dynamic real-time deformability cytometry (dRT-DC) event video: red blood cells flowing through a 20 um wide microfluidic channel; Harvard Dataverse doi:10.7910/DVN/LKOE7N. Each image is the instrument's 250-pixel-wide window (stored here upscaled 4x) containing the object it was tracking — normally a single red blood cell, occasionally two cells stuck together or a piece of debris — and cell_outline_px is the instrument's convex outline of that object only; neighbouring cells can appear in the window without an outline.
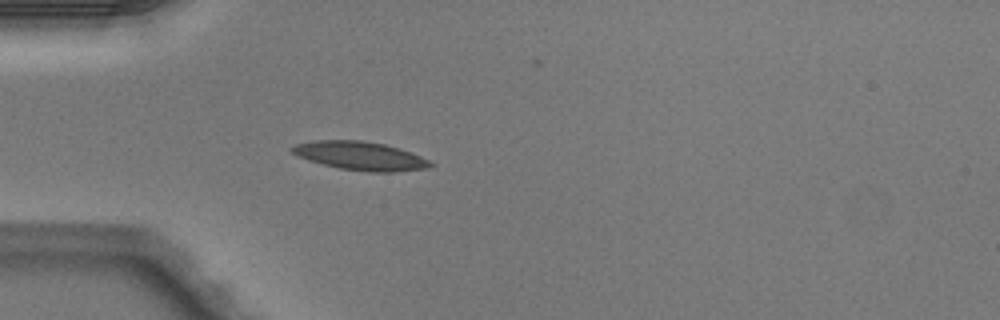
{"species": "Egyptian fruit bat (a non-hibernating species)", "species_latin": "Rousettus aegyptiacus", "temperature_condition": "warm", "stored_images_in_passage": 38, "camera_frame_rate_fps": 3000, "um_per_image_px": 0.085, "animal": {"sex": "male"}, "frame": {"image": 1, "passage_image": 5, "time_ms": 1.333, "image_size_px": [1000, 320], "cell_outline_px": [[436, 164], [428, 168], [396, 172], [368, 172], [340, 168], [308, 160], [296, 156], [288, 148], [296, 144], [316, 140], [360, 140], [384, 144], [400, 148], [420, 156]], "centroid_in_image_um": [30.63, 13.25], "position_along_channel_um": 54.4, "area_um2": 23.06}}
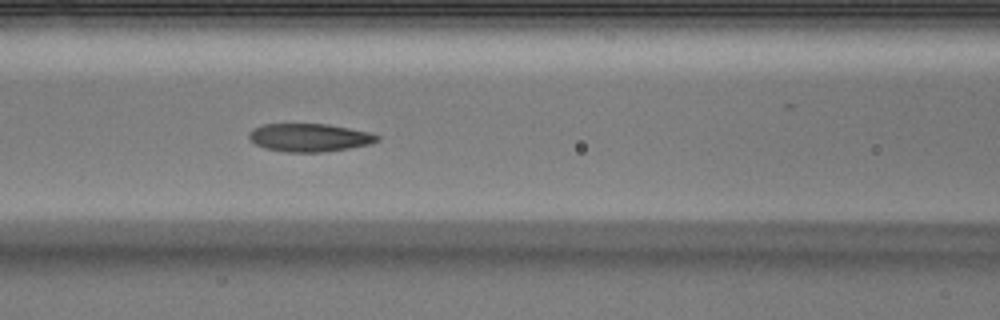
{"frame": {"image": 2, "passage_image": 12, "time_ms": 3.667, "image_size_px": [1000, 320], "cell_outline_px": [[380, 140], [372, 144], [324, 152], [284, 152], [264, 148], [256, 144], [248, 136], [248, 132], [252, 128], [264, 124], [328, 124], [372, 132], [380, 136]], "centroid_in_image_um": [26.33, 11.69], "position_along_channel_um": 140.3, "area_um2": 21.21}}
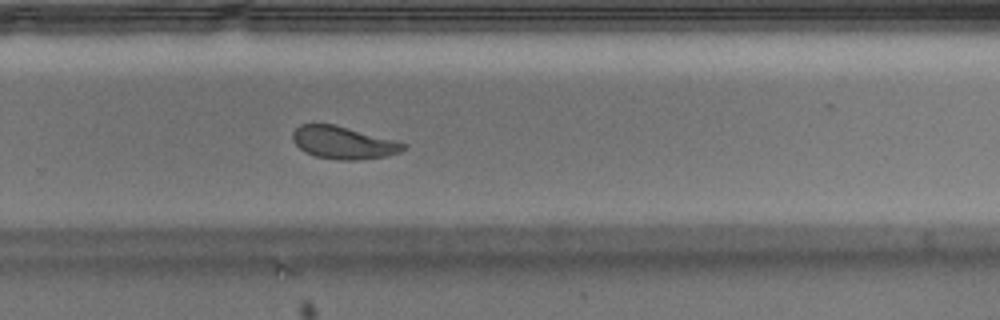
{"frame": {"image": 3, "passage_image": 24, "time_ms": 7.667, "image_size_px": [1000, 320], "cell_outline_px": [[408, 148], [400, 152], [384, 156], [356, 160], [340, 160], [316, 156], [304, 152], [292, 140], [292, 132], [300, 124], [336, 124], [408, 144]], "centroid_in_image_um": [29.18, 12.12], "position_along_channel_um": 300.6, "area_um2": 20.98}, "authors_computed_cell_mechanics": {"area_um2": 21.6461, "velocity_mm_per_s": 4.018, "shape_relaxation_time_tau1_ms": 3.3968, "shape_relaxation_time_tau2_ms": 1.6836, "deformation_change_tau1": 0.1213, "deformation_change_tau2": 0.082}}